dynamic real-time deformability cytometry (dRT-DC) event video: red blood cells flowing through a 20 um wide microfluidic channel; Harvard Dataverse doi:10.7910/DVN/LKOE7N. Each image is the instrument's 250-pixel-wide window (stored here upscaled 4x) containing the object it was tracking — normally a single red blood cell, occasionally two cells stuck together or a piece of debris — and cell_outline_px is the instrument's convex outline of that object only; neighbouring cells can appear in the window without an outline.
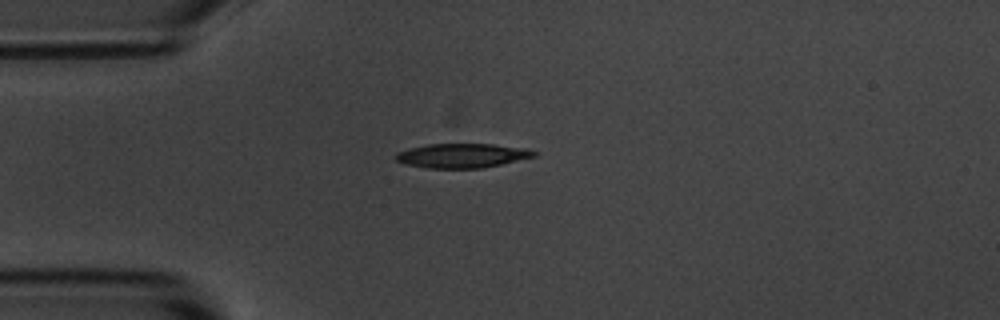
{"species": "common noctule bat (a hibernating species)", "species_latin": "Nyctalus noctula", "temperature_condition": "room temperature", "stored_images_in_passage": 3, "camera_frame_rate_fps": 3000, "um_per_image_px": 0.085, "animal": {"sex": "male", "body_mass_g": 20.1, "forearm_length_mm": 53.5}, "frame": {"image": 1, "passage_image": 3, "time_ms": 2.0, "image_size_px": [1000, 320], "cell_outline_px": [[536, 156], [500, 164], [480, 168], [428, 168], [404, 164], [396, 160], [396, 152], [428, 144], [492, 144], [528, 148], [536, 152]], "centroid_in_image_um": [39.28, 13.22], "position_along_channel_um": 45.7, "area_um2": 19.42}}